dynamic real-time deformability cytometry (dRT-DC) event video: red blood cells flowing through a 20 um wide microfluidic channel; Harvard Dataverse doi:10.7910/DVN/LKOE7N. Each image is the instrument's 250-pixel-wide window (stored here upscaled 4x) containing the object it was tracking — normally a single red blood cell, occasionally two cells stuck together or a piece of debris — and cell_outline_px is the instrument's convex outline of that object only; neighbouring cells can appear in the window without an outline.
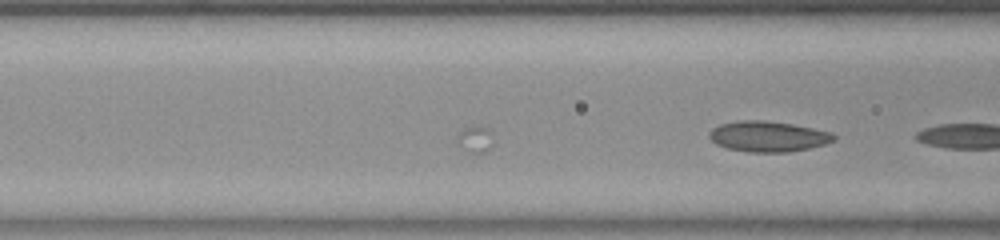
{"species": "common noctule bat (a hibernating species)", "species_latin": "Nyctalus noctula", "temperature_condition": "room temperature", "stored_images_in_passage": 7, "camera_frame_rate_fps": 3000, "um_per_image_px": 0.085, "animal": {"sex": "female", "body_mass_g": 23.0, "forearm_length_mm": 53.4}, "frame": {"image": 1, "passage_image": 7, "time_ms": 2.0, "image_size_px": [1000, 240], "cell_outline_px": [[836, 136], [832, 140], [824, 144], [808, 148], [788, 152], [748, 152], [728, 148], [716, 144], [708, 136], [712, 128], [720, 124], [744, 120], [764, 120], [792, 124], [832, 132]], "centroid_in_image_um": [65.27, 11.59], "position_along_channel_um": 101.3, "area_um2": 21.96}}